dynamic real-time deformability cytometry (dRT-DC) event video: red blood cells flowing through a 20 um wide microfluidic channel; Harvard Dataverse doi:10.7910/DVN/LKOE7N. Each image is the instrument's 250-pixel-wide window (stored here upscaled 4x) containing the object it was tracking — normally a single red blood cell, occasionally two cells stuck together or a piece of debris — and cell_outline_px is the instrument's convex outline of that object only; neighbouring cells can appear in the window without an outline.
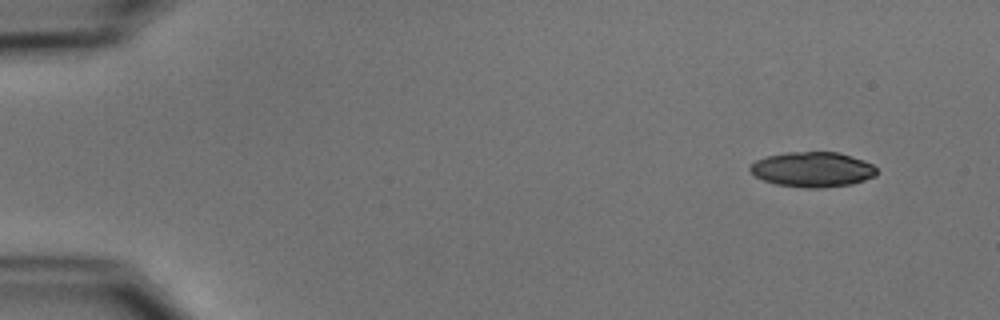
{"species": "common noctule bat (a hibernating species)", "species_latin": "Nyctalus noctula", "temperature_condition": "cold", "stored_images_in_passage": 6, "camera_frame_rate_fps": 3000, "um_per_image_px": 0.085, "animal": {"sex": "male", "body_mass_g": 15.6}, "frame": {"image": 1, "passage_image": 1, "time_ms": 0.0, "image_size_px": [1000, 320], "cell_outline_px": [[876, 176], [852, 184], [820, 188], [804, 188], [776, 184], [764, 180], [756, 176], [748, 168], [756, 160], [768, 156], [788, 152], [840, 152], [864, 160], [872, 164], [876, 168]], "centroid_in_image_um": [69.09, 14.4], "position_along_channel_um": 15.9, "area_um2": 25.84}}
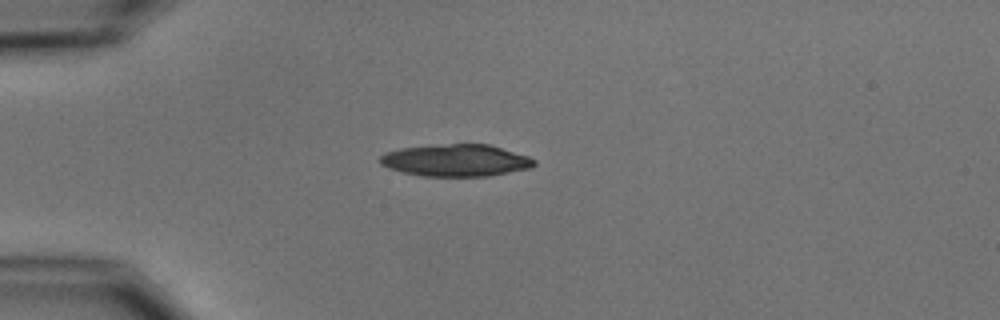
{"frame": {"image": 2, "passage_image": 4, "time_ms": 3.333, "image_size_px": [1000, 320], "cell_outline_px": [[536, 164], [528, 168], [488, 176], [424, 176], [404, 172], [388, 168], [380, 164], [380, 156], [384, 152], [400, 148], [452, 144], [488, 144], [528, 156], [536, 160]], "centroid_in_image_um": [38.73, 13.63], "position_along_channel_um": 46.3, "area_um2": 28.5}}